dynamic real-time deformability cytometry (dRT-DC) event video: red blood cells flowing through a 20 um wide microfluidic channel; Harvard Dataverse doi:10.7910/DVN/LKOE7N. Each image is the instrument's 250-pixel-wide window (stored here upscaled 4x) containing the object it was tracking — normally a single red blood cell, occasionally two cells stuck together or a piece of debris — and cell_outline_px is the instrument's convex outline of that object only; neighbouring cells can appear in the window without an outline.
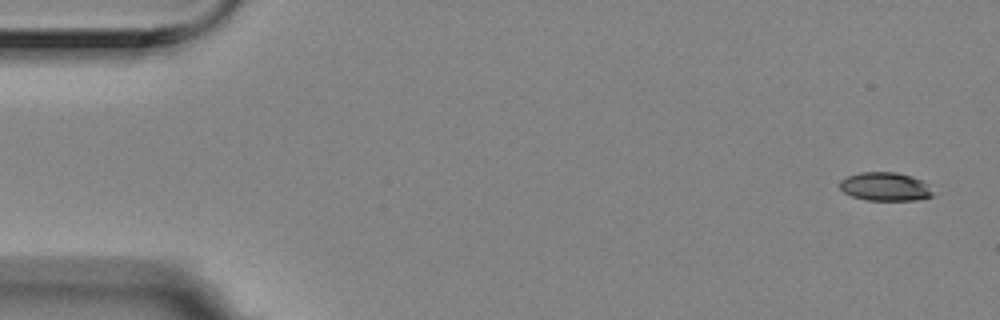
{"species": "Egyptian fruit bat (a non-hibernating species)", "species_latin": "Rousettus aegyptiacus", "temperature_condition": "room temperature", "stored_images_in_passage": 5, "camera_frame_rate_fps": 3000, "um_per_image_px": 0.085, "animal": {"sex": "female"}, "frame": {"image": 1, "passage_image": 1, "time_ms": 0.0, "image_size_px": [1000, 320], "cell_outline_px": [[932, 196], [920, 200], [868, 200], [852, 196], [844, 192], [840, 188], [840, 180], [848, 176], [860, 172], [896, 172], [912, 176], [928, 184], [932, 192]], "centroid_in_image_um": [75.24, 15.86], "position_along_channel_um": 9.8, "area_um2": 15.43}}